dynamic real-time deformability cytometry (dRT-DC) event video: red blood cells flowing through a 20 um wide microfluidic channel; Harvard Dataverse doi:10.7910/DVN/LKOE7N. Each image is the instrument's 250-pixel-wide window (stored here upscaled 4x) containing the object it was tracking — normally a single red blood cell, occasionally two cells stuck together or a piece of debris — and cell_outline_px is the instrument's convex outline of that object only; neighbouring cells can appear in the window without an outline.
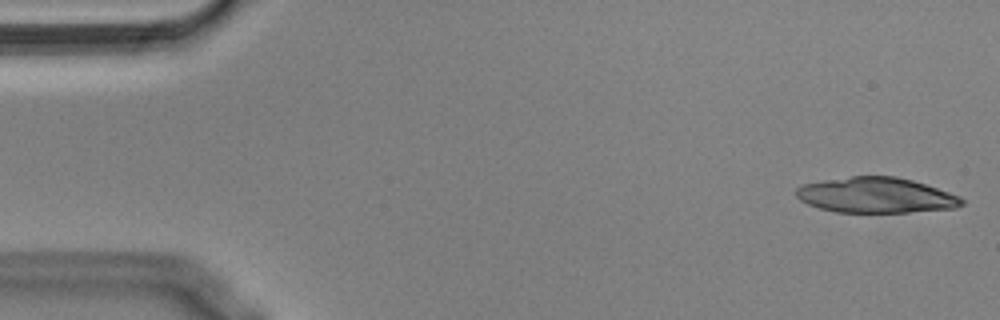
{"species": "Egyptian fruit bat (a non-hibernating species)", "species_latin": "Rousettus aegyptiacus", "temperature_condition": "cold", "stored_images_in_passage": 22, "camera_frame_rate_fps": 3000, "um_per_image_px": 0.085, "animal": {"sex": "male"}, "frame": {"image": 1, "passage_image": 1, "time_ms": 0.0, "image_size_px": [1000, 320], "cell_outline_px": [[964, 204], [956, 208], [908, 212], [836, 212], [820, 208], [808, 204], [800, 200], [796, 196], [796, 188], [804, 184], [824, 180], [852, 176], [896, 176], [912, 180], [960, 196], [964, 200]], "centroid_in_image_um": [74.46, 16.59], "position_along_channel_um": 10.5, "area_um2": 34.04}}